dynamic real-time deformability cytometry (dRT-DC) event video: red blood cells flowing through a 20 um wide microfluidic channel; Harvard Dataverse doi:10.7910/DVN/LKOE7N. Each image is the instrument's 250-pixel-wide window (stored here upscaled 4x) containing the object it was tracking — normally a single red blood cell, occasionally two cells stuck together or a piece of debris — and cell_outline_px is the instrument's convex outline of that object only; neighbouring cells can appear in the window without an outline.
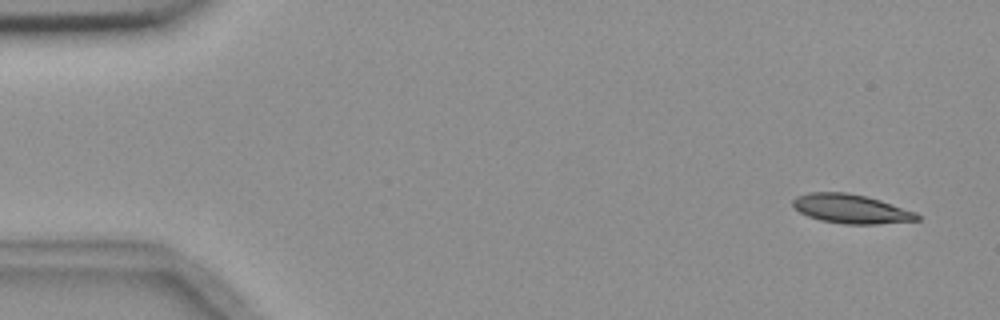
{"species": "common noctule bat (a hibernating species)", "species_latin": "Nyctalus noctula", "temperature_condition": "room temperature", "stored_images_in_passage": 4, "camera_frame_rate_fps": 3000, "um_per_image_px": 0.085, "animal": {"sex": "female", "body_mass_g": 18.4}, "frame": {"image": 1, "passage_image": 1, "time_ms": 0.0, "image_size_px": [1000, 320], "cell_outline_px": [[920, 220], [876, 224], [844, 224], [820, 220], [808, 216], [800, 212], [792, 204], [792, 200], [796, 196], [808, 192], [848, 192], [880, 200], [916, 212], [920, 216]], "centroid_in_image_um": [72.33, 17.75], "position_along_channel_um": 12.7, "area_um2": 21.04}}
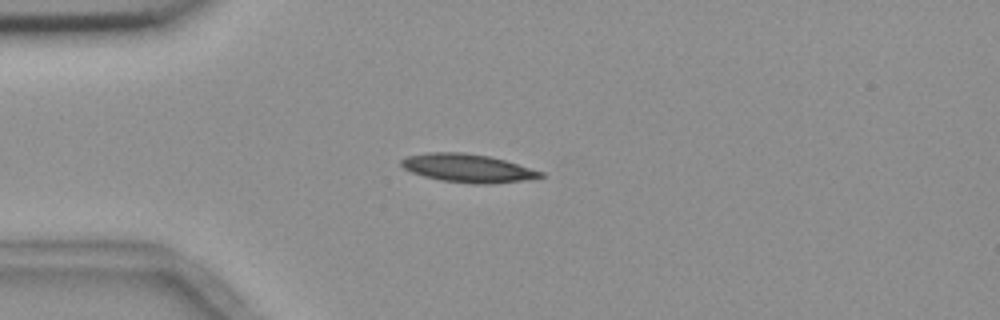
{"frame": {"image": 2, "passage_image": 4, "time_ms": 3.667, "image_size_px": [1000, 320], "cell_outline_px": [[548, 176], [492, 184], [472, 184], [440, 180], [424, 176], [412, 172], [404, 168], [400, 164], [400, 160], [408, 156], [428, 152], [464, 152], [488, 156], [504, 160], [544, 172]], "centroid_in_image_um": [39.75, 14.29], "position_along_channel_um": 45.2, "area_um2": 22.89}}